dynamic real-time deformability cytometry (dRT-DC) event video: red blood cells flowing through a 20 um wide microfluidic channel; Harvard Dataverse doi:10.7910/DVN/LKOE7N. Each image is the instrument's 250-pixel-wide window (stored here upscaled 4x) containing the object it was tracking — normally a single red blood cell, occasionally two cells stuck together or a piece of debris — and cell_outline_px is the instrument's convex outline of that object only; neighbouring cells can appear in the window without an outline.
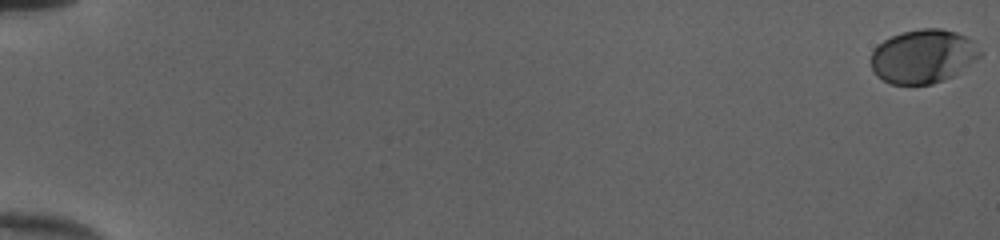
{"species": "human", "species_latin": "Homo sapiens", "temperature_condition": "cold", "stored_images_in_passage": 15, "camera_frame_rate_fps": 3000, "um_per_image_px": 0.085, "donor": {"sex": "female"}, "frame": {"image": 1, "passage_image": 1, "time_ms": 0.0, "image_size_px": [1000, 240], "cell_outline_px": [[984, 52], [976, 60], [956, 76], [932, 84], [892, 84], [876, 76], [872, 72], [872, 52], [884, 40], [892, 36], [904, 32], [920, 28], [940, 28], [956, 32], [972, 40]], "centroid_in_image_um": [78.51, 4.8], "position_along_channel_um": 6.5, "area_um2": 34.33}}